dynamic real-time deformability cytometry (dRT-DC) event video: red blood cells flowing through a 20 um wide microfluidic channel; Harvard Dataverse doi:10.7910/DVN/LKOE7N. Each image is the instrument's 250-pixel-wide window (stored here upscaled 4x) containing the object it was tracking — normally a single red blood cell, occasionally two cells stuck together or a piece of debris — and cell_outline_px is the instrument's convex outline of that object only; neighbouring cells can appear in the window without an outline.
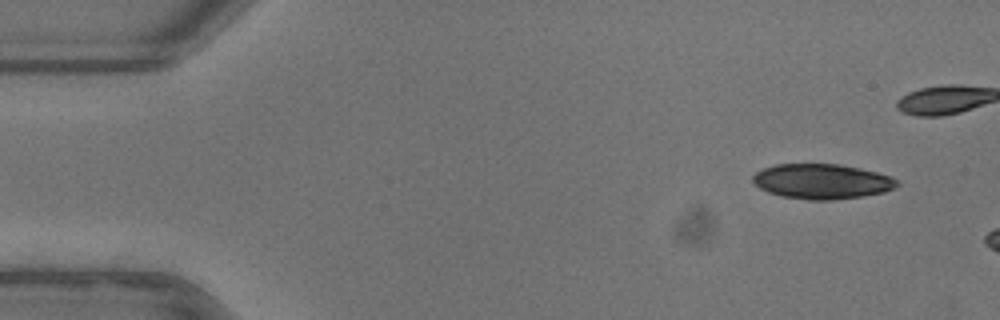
{"species": "common noctule bat (a hibernating species)", "species_latin": "Nyctalus noctula", "temperature_condition": "warm", "stored_images_in_passage": 7, "camera_frame_rate_fps": 3000, "um_per_image_px": 0.085, "animal": {"sex": "female"}, "frame": {"image": 1, "passage_image": 1, "time_ms": 0.0, "image_size_px": [1000, 320], "cell_outline_px": [[900, 184], [896, 188], [884, 192], [860, 196], [832, 200], [808, 200], [780, 196], [768, 192], [760, 188], [752, 180], [752, 176], [756, 172], [764, 168], [776, 164], [840, 164], [860, 168], [892, 176]], "centroid_in_image_um": [69.87, 15.42], "position_along_channel_um": 15.1, "area_um2": 29.48}}